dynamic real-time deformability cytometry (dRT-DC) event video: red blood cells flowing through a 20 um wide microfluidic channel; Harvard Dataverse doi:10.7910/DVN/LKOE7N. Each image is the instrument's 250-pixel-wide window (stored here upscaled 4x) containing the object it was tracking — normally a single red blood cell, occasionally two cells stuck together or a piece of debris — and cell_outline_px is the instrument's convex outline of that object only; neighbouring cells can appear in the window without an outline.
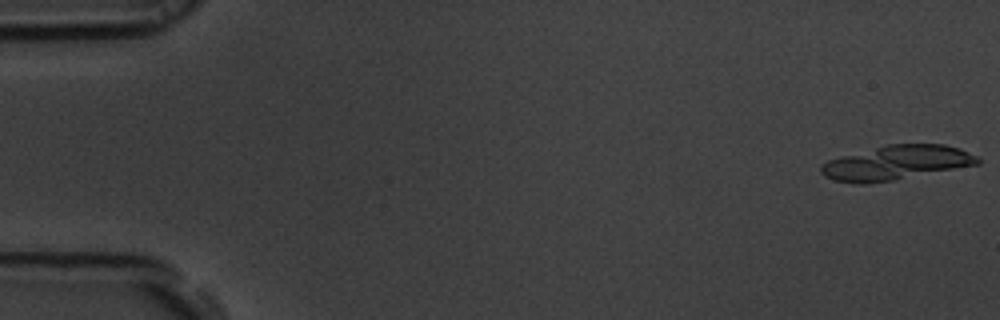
{"species": "common noctule bat (a hibernating species)", "species_latin": "Nyctalus noctula", "temperature_condition": "room temperature", "stored_images_in_passage": 14, "camera_frame_rate_fps": 3000, "um_per_image_px": 0.085, "animal": {"sex": "male", "body_mass_g": 19.5, "forearm_length_mm": 54.6}, "frame": {"image": 1, "passage_image": 1, "time_ms": 0.0, "image_size_px": [1000, 320], "cell_outline_px": [[980, 164], [892, 180], [864, 184], [852, 184], [836, 180], [824, 176], [820, 172], [820, 164], [828, 160], [888, 144], [944, 144], [960, 148], [976, 156], [980, 160]], "centroid_in_image_um": [76.18, 13.83], "position_along_channel_um": 8.8, "area_um2": 31.1}}